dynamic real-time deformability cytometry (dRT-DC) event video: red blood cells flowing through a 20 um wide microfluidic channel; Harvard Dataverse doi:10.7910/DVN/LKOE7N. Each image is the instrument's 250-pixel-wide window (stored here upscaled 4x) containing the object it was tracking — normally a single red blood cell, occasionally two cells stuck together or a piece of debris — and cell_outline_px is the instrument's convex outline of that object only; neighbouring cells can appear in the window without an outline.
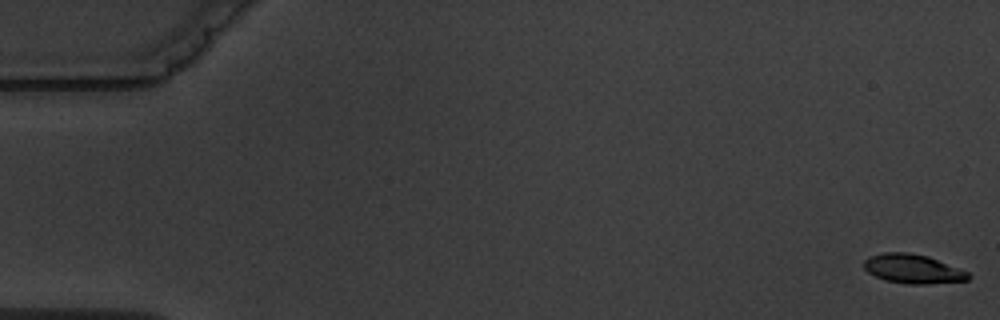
{"species": "common noctule bat (a hibernating species)", "species_latin": "Nyctalus noctula", "temperature_condition": "warm", "stored_images_in_passage": 7, "camera_frame_rate_fps": 3000, "um_per_image_px": 0.085, "animal": {"sex": "male", "body_mass_g": 19.5, "forearm_length_mm": 54.6}, "frame": {"image": 1, "passage_image": 1, "time_ms": 0.0, "image_size_px": [1000, 320], "cell_outline_px": [[972, 276], [968, 280], [928, 284], [908, 284], [884, 280], [868, 272], [864, 268], [864, 260], [868, 256], [884, 252], [908, 252], [928, 256], [960, 268], [968, 272]], "centroid_in_image_um": [77.6, 22.85], "position_along_channel_um": 7.4, "area_um2": 17.86}}
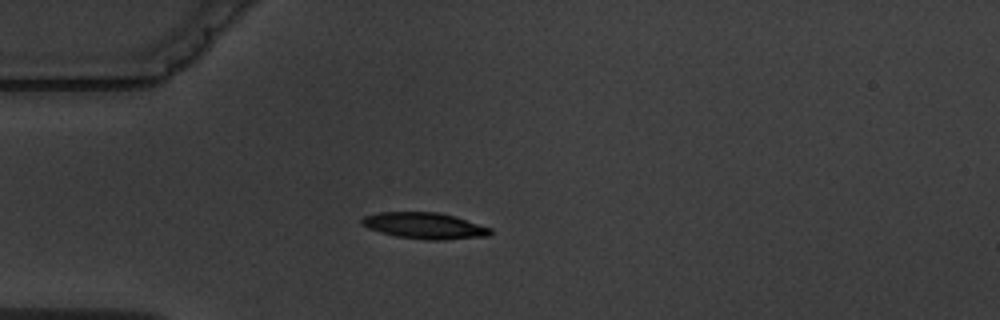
{"frame": {"image": 2, "passage_image": 5, "time_ms": 5.0, "image_size_px": [1000, 320], "cell_outline_px": [[492, 232], [488, 236], [444, 240], [424, 240], [396, 236], [380, 232], [368, 228], [360, 220], [364, 216], [376, 212], [440, 212], [456, 216], [492, 228]], "centroid_in_image_um": [36.12, 19.18], "position_along_channel_um": 48.9, "area_um2": 19.83}}
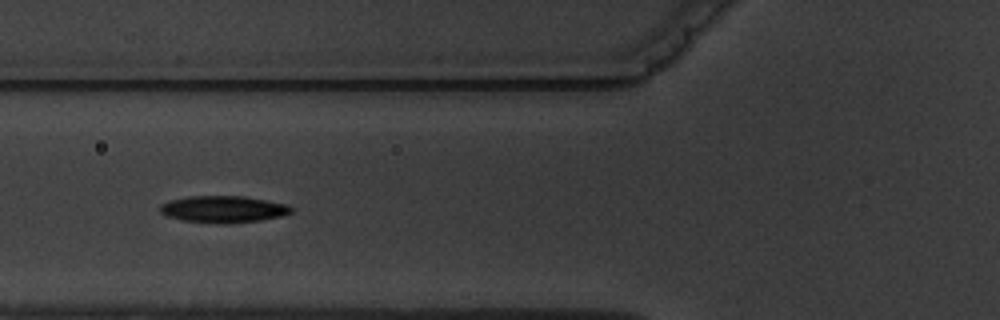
{"frame": {"image": 3, "passage_image": 7, "time_ms": 7.0, "image_size_px": [1000, 320], "cell_outline_px": [[292, 212], [280, 216], [260, 220], [228, 224], [224, 224], [184, 220], [168, 216], [160, 212], [160, 204], [168, 200], [188, 196], [244, 196], [288, 204], [292, 208]], "centroid_in_image_um": [18.97, 17.77], "position_along_channel_um": 106.8, "area_um2": 20.46}}